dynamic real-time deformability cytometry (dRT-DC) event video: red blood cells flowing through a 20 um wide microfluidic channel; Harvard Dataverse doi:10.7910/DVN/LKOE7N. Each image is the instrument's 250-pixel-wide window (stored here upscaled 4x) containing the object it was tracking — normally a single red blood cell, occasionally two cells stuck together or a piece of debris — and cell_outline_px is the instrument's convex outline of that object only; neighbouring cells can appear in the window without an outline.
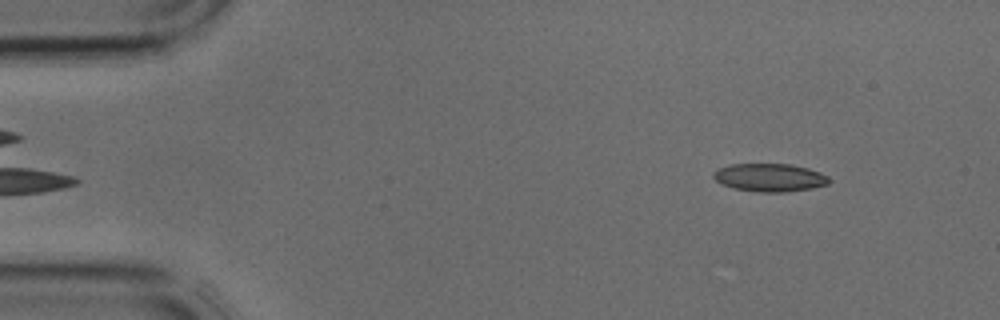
{"species": "common noctule bat (a hibernating species)", "species_latin": "Nyctalus noctula", "temperature_condition": "cold", "stored_images_in_passage": 4, "camera_frame_rate_fps": 3000, "um_per_image_px": 0.085, "animal": {"sex": "male", "body_mass_g": 17.9, "forearm_length_mm": 54.2}, "frame": {"image": 1, "passage_image": 4, "time_ms": 1.0, "image_size_px": [1000, 320], "cell_outline_px": [[828, 184], [812, 188], [784, 192], [756, 192], [736, 188], [724, 184], [716, 180], [712, 176], [712, 172], [716, 168], [732, 164], [792, 164], [808, 168], [820, 172], [828, 176]], "centroid_in_image_um": [65.41, 15.08], "position_along_channel_um": 19.6, "area_um2": 18.84}}